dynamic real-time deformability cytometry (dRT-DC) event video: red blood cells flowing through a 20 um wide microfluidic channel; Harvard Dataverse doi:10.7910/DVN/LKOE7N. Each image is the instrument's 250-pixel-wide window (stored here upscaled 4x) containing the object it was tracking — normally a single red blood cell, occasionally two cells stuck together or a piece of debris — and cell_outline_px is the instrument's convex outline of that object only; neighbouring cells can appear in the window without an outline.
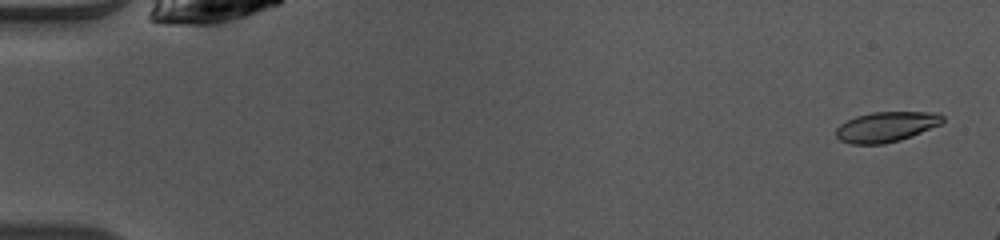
{"species": "common noctule bat (a hibernating species)", "species_latin": "Nyctalus noctula", "temperature_condition": "warm", "stored_images_in_passage": 19, "camera_frame_rate_fps": 3000, "um_per_image_px": 0.085, "animal": {"sex": "female", "body_mass_g": 10.0, "forearm_length_mm": 53.1}, "frame": {"image": 1, "passage_image": 2, "time_ms": 0.333, "image_size_px": [1000, 240], "cell_outline_px": [[944, 120], [940, 124], [912, 136], [900, 140], [884, 144], [848, 144], [840, 140], [836, 136], [836, 128], [840, 124], [856, 116], [872, 112], [936, 112], [944, 116]], "centroid_in_image_um": [75.31, 10.78], "position_along_channel_um": 9.7, "area_um2": 18.79}}
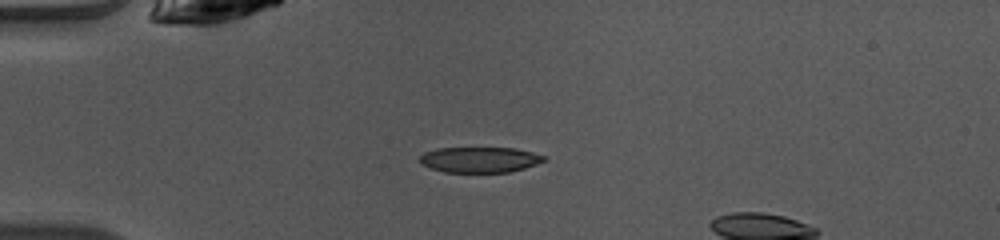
{"frame": {"image": 2, "passage_image": 13, "time_ms": 4.0, "image_size_px": [1000, 240], "cell_outline_px": [[548, 160], [524, 168], [508, 172], [444, 172], [420, 164], [420, 156], [424, 152], [436, 148], [516, 148], [532, 152], [544, 156]], "centroid_in_image_um": [40.77, 13.57], "position_along_channel_um": 44.2, "area_um2": 18.5}}
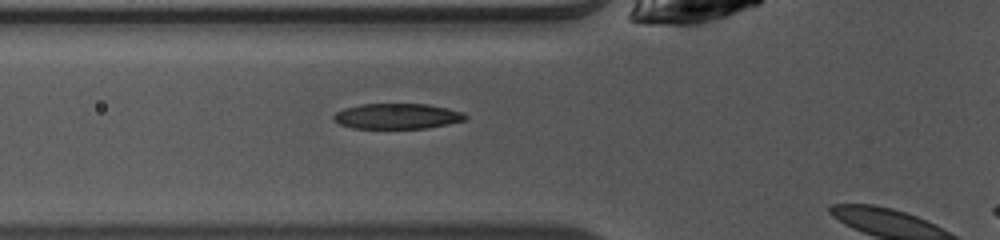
{"frame": {"image": 3, "passage_image": 18, "time_ms": 5.667, "image_size_px": [1000, 240], "cell_outline_px": [[468, 116], [464, 120], [448, 124], [428, 128], [352, 128], [340, 124], [332, 120], [332, 116], [336, 112], [344, 108], [360, 104], [428, 104], [448, 108], [464, 112]], "centroid_in_image_um": [33.75, 9.87], "position_along_channel_um": 92.0, "area_um2": 19.65}}